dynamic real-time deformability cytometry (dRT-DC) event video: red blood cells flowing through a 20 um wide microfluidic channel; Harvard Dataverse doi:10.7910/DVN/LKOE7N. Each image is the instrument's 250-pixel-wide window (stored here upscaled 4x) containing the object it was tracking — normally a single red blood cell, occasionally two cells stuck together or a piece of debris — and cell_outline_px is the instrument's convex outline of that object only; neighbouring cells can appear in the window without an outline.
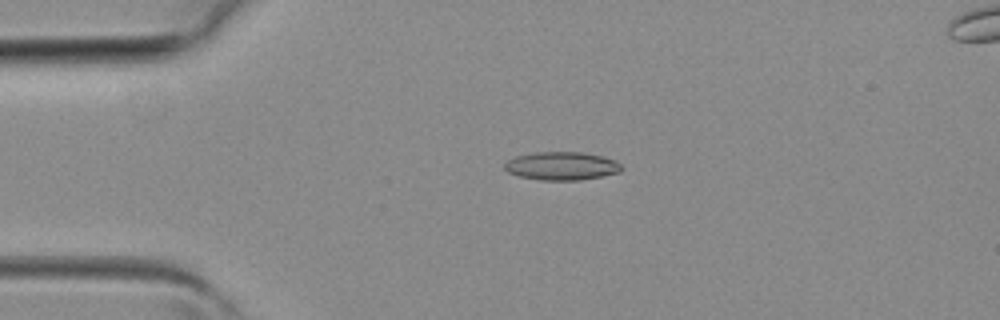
{"species": "common noctule bat (a hibernating species)", "species_latin": "Nyctalus noctula", "temperature_condition": "room temperature", "stored_images_in_passage": 3, "camera_frame_rate_fps": 3000, "um_per_image_px": 0.085, "animal": {"sex": "female", "body_mass_g": 19.3, "forearm_length_mm": 54.1}, "frame": {"image": 1, "passage_image": 1, "time_ms": 0.0, "image_size_px": [1000, 320], "cell_outline_px": [[624, 168], [620, 172], [580, 180], [540, 180], [520, 176], [508, 172], [504, 168], [504, 164], [508, 160], [516, 156], [536, 152], [584, 152], [604, 156], [616, 160]], "centroid_in_image_um": [47.77, 14.1], "position_along_channel_um": 37.2, "area_um2": 19.31}}